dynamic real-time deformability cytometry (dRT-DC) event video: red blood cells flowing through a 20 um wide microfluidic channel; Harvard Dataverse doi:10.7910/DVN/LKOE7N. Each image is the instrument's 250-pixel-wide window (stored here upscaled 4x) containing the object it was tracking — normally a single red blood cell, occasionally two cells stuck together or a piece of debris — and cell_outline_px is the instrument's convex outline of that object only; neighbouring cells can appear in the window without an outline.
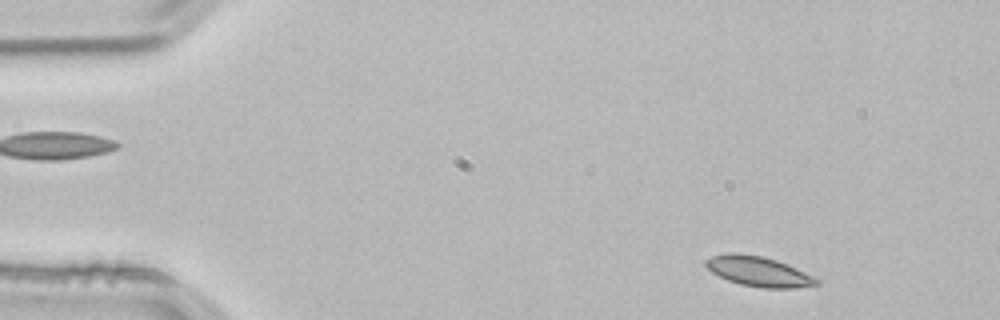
{"species": "common noctule bat (a hibernating species)", "species_latin": "Nyctalus noctula", "temperature_condition": "room temperature", "stored_images_in_passage": 51, "camera_frame_rate_fps": 3000, "um_per_image_px": 0.085, "animal": {"sex": "male", "body_mass_g": 21.5, "forearm_length_mm": 52.0}, "frame": {"image": 1, "passage_image": 3, "time_ms": 0.667, "image_size_px": [1000, 320], "cell_outline_px": [[820, 284], [792, 288], [760, 288], [740, 284], [728, 280], [712, 272], [704, 264], [704, 260], [712, 256], [728, 252], [736, 252], [764, 256], [776, 260], [804, 272], [820, 280]], "centroid_in_image_um": [64.44, 23.06], "position_along_channel_um": 20.6, "area_um2": 19.31}}
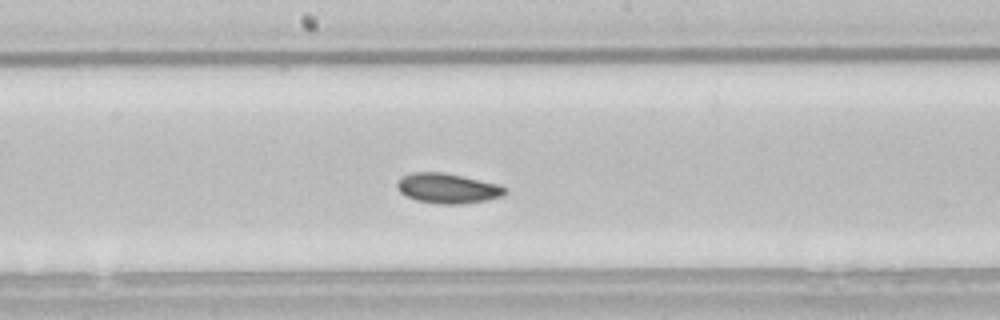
{"frame": {"image": 2, "passage_image": 25, "time_ms": 8.0, "image_size_px": [1000, 320], "cell_outline_px": [[508, 192], [500, 196], [484, 200], [460, 204], [440, 204], [416, 200], [400, 192], [396, 188], [396, 184], [400, 176], [412, 172], [444, 172], [500, 184], [508, 188]], "centroid_in_image_um": [38.03, 15.99], "position_along_channel_um": 210.2, "area_um2": 18.96}}
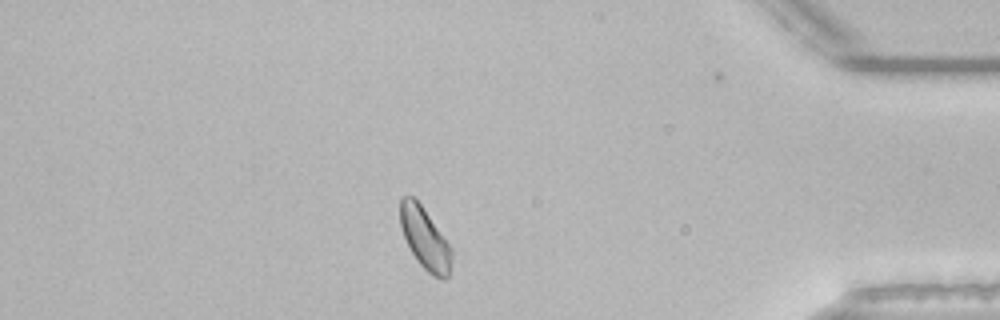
{"frame": {"image": 3, "passage_image": 43, "time_ms": 14.0, "image_size_px": [1000, 320], "cell_outline_px": [[452, 260], [448, 276], [444, 280], [432, 276], [416, 260], [404, 236], [400, 224], [400, 200], [404, 196], [412, 196], [420, 204], [452, 248]], "centroid_in_image_um": [36.13, 20.3], "position_along_channel_um": 399.1, "area_um2": 18.15}, "authors_computed_cell_mechanics": {"area_um2": 18.4382, "velocity_mm_per_s": 3.7893, "shape_relaxation_time_tau1_ms": 5.0565, "shape_relaxation_time_tau2_ms": null, "deformation_change_tau1": 0.0691, "deformation_change_tau2": null}}